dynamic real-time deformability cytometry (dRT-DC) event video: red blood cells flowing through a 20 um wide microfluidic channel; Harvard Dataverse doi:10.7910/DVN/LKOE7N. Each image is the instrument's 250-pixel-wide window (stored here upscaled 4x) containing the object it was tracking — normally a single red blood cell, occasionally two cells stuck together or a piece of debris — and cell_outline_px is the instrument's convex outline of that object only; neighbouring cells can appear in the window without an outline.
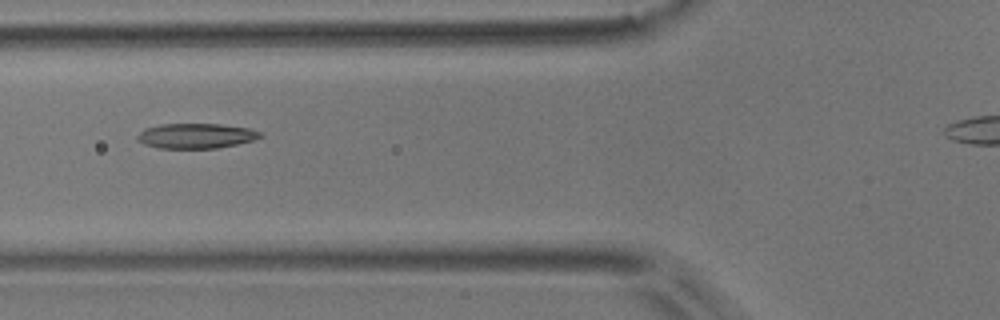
{"species": "common noctule bat (a hibernating species)", "species_latin": "Nyctalus noctula", "temperature_condition": "room temperature", "stored_images_in_passage": 4, "camera_frame_rate_fps": 3000, "um_per_image_px": 0.085, "animal": {"sex": "male", "body_mass_g": 17.9}, "frame": {"image": 1, "passage_image": 4, "time_ms": 1.0, "image_size_px": [1000, 320], "cell_outline_px": [[264, 136], [252, 140], [236, 144], [216, 148], [160, 148], [144, 144], [136, 140], [136, 136], [144, 128], [160, 124], [220, 124], [248, 128], [260, 132]], "centroid_in_image_um": [16.62, 11.54], "position_along_channel_um": 109.2, "area_um2": 17.86}}